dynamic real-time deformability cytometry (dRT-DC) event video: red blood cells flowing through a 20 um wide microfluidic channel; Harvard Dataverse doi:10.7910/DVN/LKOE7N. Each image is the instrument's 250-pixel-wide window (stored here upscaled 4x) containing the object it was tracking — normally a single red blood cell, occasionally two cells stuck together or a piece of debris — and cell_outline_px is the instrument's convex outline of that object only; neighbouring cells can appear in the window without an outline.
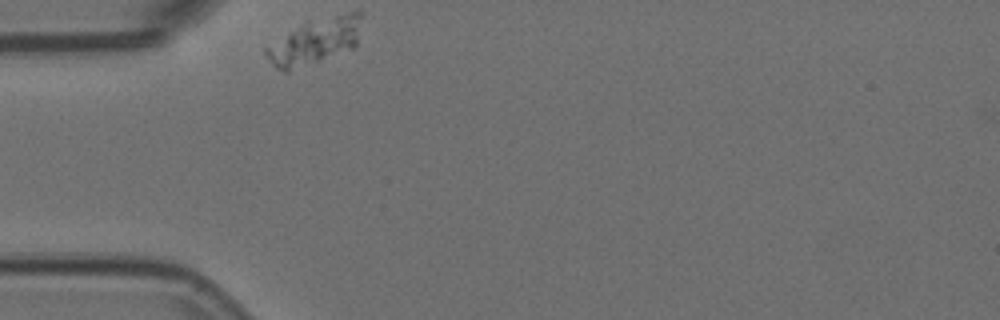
{"species": "Egyptian fruit bat (a non-hibernating species)", "species_latin": "Rousettus aegyptiacus", "temperature_condition": "room temperature", "stored_images_in_passage": 13, "camera_frame_rate_fps": 3000, "um_per_image_px": 0.085, "animal": {"sex": "female"}, "frame": {"image": 1, "passage_image": 1, "time_ms": 0.0, "image_size_px": [1000, 320], "cell_outline_px": [[360, 16], [356, 44], [352, 48], [288, 72], [284, 72], [276, 68], [272, 64], [264, 52], [264, 48], [308, 20], [352, 12], [360, 12]], "centroid_in_image_um": [26.71, 3.52], "position_along_channel_um": 58.3, "area_um2": 24.74}}
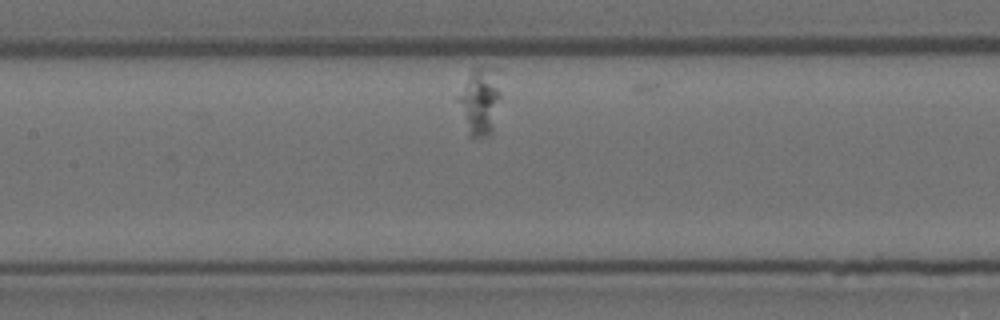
{"frame": {"image": 2, "passage_image": 12, "time_ms": 3.667, "image_size_px": [1000, 320], "cell_outline_px": [[500, 96], [492, 132], [488, 136], [468, 136], [456, 100], [472, 68], [480, 64], [496, 68], [500, 92]], "centroid_in_image_um": [40.77, 8.56], "position_along_channel_um": 166.6, "area_um2": 16.88}}